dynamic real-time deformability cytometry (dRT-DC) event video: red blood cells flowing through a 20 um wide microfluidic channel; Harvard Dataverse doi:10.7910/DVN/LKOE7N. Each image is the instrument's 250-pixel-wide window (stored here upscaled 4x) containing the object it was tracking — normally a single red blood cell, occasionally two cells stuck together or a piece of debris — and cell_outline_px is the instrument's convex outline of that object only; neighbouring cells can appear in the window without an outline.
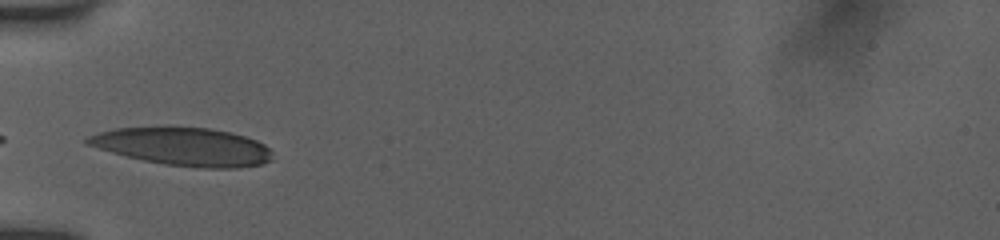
{"species": "human", "species_latin": "Homo sapiens", "temperature_condition": "room temperature", "stored_images_in_passage": 30, "camera_frame_rate_fps": 3000, "um_per_image_px": 0.085, "donor": {"sex": "female"}, "frame": {"image": 1, "passage_image": 1, "time_ms": 0.0, "image_size_px": [1000, 240], "cell_outline_px": [[272, 160], [264, 164], [236, 168], [200, 168], [164, 164], [144, 160], [112, 152], [84, 144], [84, 140], [88, 136], [100, 132], [116, 128], [208, 128], [228, 132], [244, 136], [256, 140], [264, 144], [272, 152]], "centroid_in_image_um": [15.62, 12.48], "position_along_channel_um": 69.4, "area_um2": 40.52}}
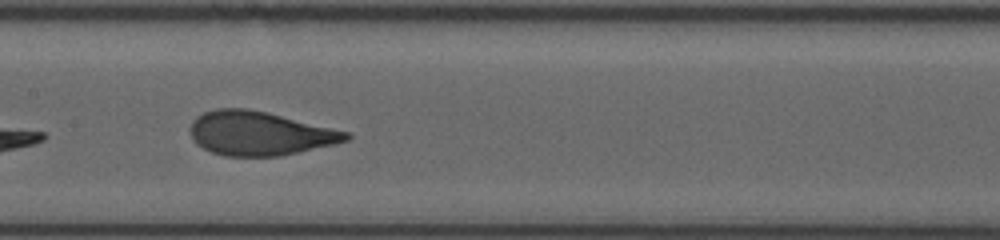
{"frame": {"image": 2, "passage_image": 10, "time_ms": 3.0, "image_size_px": [1000, 240], "cell_outline_px": [[352, 136], [348, 140], [332, 144], [280, 156], [224, 156], [212, 152], [196, 144], [192, 140], [188, 128], [192, 120], [196, 116], [204, 112], [216, 108], [248, 108], [268, 112], [348, 132]], "centroid_in_image_um": [21.99, 11.32], "position_along_channel_um": 185.4, "area_um2": 39.94}}
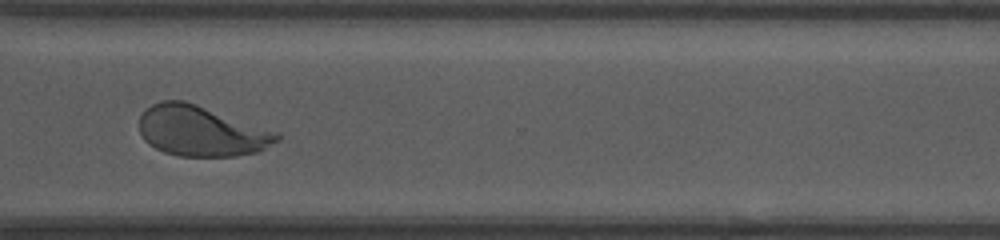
{"frame": {"image": 3, "passage_image": 23, "time_ms": 7.333, "image_size_px": [1000, 240], "cell_outline_px": [[280, 140], [256, 152], [236, 156], [180, 156], [164, 152], [148, 144], [144, 140], [140, 132], [140, 116], [144, 108], [152, 104], [164, 100], [184, 100], [280, 132]], "centroid_in_image_um": [17.1, 11.13], "position_along_channel_um": 353.5, "area_um2": 40.52}, "authors_computed_cell_mechanics": {"area_um2": 39.9398, "velocity_mm_per_s": 3.9079, "shape_relaxation_time_tau1_ms": 3.1514, "shape_relaxation_time_tau2_ms": null, "deformation_change_tau1": 0.1868, "deformation_change_tau2": null}}